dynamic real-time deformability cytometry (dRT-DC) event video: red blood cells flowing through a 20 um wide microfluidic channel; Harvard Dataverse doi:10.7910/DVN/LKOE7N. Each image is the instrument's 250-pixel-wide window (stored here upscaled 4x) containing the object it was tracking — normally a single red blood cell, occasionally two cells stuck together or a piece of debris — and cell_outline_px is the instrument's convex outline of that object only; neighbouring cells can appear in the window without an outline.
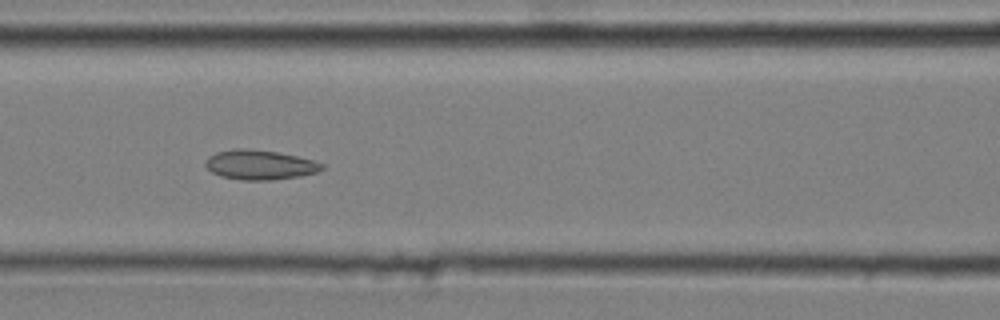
{"species": "common noctule bat (a hibernating species)", "species_latin": "Nyctalus noctula", "temperature_condition": "cold", "stored_images_in_passage": 9, "camera_frame_rate_fps": 3000, "um_per_image_px": 0.085, "animal": {"sex": "male", "body_mass_g": 20.4}, "frame": {"image": 1, "passage_image": 7, "time_ms": 2.0, "image_size_px": [1000, 320], "cell_outline_px": [[324, 168], [316, 172], [300, 176], [272, 180], [244, 180], [220, 176], [212, 172], [204, 164], [204, 160], [208, 156], [216, 152], [232, 148], [240, 148], [276, 152], [296, 156], [312, 160], [324, 164]], "centroid_in_image_um": [22.04, 14.01], "position_along_channel_um": 144.6, "area_um2": 20.06}}
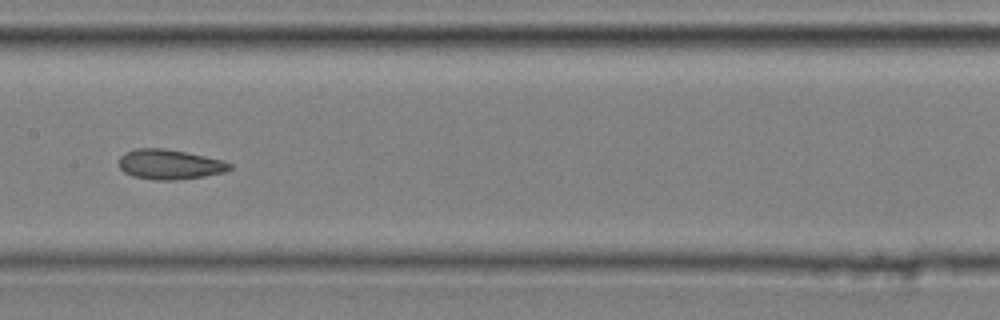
{"frame": {"image": 2, "passage_image": 8, "time_ms": 2.333, "image_size_px": [1000, 320], "cell_outline_px": [[232, 168], [224, 172], [204, 176], [176, 180], [152, 180], [132, 176], [124, 172], [120, 168], [120, 156], [124, 152], [136, 148], [164, 148], [204, 156], [220, 160], [232, 164]], "centroid_in_image_um": [14.38, 13.98], "position_along_channel_um": 193.0, "area_um2": 19.25}}
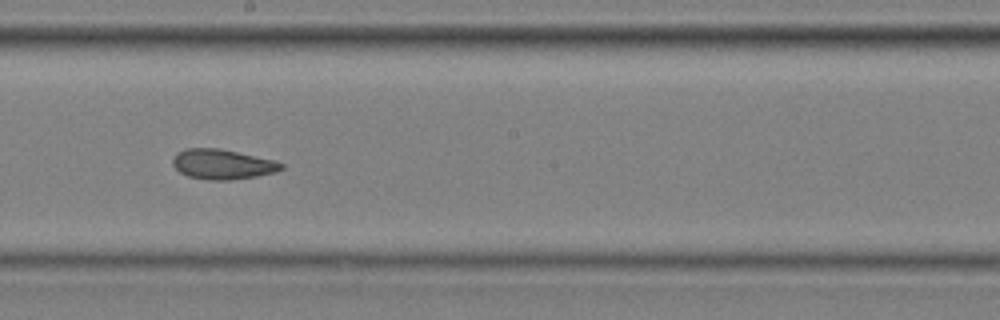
{"frame": {"image": 3, "passage_image": 9, "time_ms": 2.667, "image_size_px": [1000, 320], "cell_outline_px": [[284, 168], [276, 172], [256, 176], [232, 180], [208, 180], [188, 176], [180, 172], [172, 164], [172, 160], [176, 152], [184, 148], [220, 148], [272, 160], [284, 164]], "centroid_in_image_um": [18.88, 13.96], "position_along_channel_um": 229.3, "area_um2": 18.96}}